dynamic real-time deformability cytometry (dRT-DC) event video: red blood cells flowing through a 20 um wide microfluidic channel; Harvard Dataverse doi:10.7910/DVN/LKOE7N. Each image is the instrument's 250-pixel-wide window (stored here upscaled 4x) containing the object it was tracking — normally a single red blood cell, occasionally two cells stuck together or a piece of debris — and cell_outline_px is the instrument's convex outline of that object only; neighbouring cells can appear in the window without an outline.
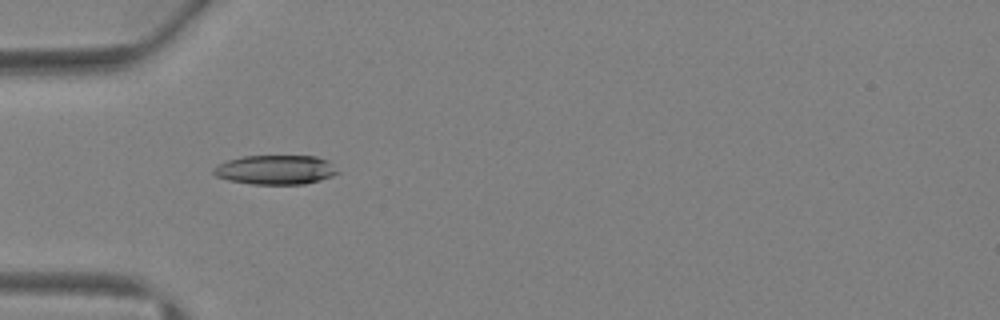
{"species": "Egyptian fruit bat (a non-hibernating species)", "species_latin": "Rousettus aegyptiacus", "temperature_condition": "warm", "stored_images_in_passage": 4, "camera_frame_rate_fps": 3000, "um_per_image_px": 0.085, "animal": {"sex": "female"}, "frame": {"image": 1, "passage_image": 4, "time_ms": 3.667, "image_size_px": [1000, 320], "cell_outline_px": [[340, 172], [332, 176], [320, 180], [304, 184], [252, 184], [228, 180], [216, 176], [212, 172], [212, 168], [228, 160], [244, 156], [316, 156], [328, 160]], "centroid_in_image_um": [23.43, 14.43], "position_along_channel_um": 61.6, "area_um2": 21.21}}